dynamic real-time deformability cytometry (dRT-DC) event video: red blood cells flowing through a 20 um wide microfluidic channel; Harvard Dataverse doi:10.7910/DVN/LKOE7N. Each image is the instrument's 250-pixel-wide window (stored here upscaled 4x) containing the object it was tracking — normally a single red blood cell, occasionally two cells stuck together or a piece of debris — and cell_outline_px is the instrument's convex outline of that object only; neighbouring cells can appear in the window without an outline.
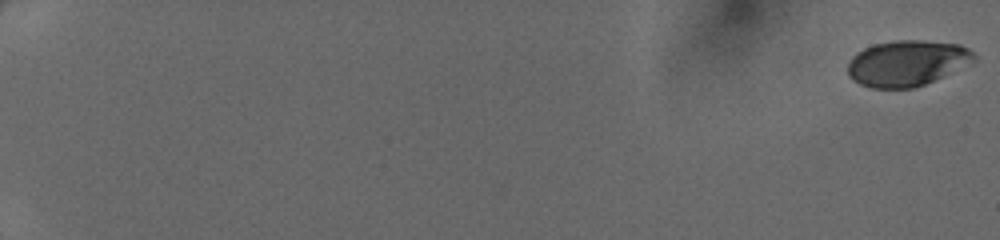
{"species": "human", "species_latin": "Homo sapiens", "temperature_condition": "cold", "stored_images_in_passage": 46, "camera_frame_rate_fps": 3000, "um_per_image_px": 0.085, "donor": {"sex": "female"}, "frame": {"image": 1, "passage_image": 1, "time_ms": 0.0, "image_size_px": [1000, 240], "cell_outline_px": [[976, 60], [944, 76], [924, 84], [912, 88], [872, 88], [860, 84], [852, 80], [848, 76], [848, 60], [856, 52], [872, 44], [896, 40], [924, 40], [960, 44], [968, 48], [976, 56]], "centroid_in_image_um": [77.07, 5.36], "position_along_channel_um": 7.9, "area_um2": 33.87}}
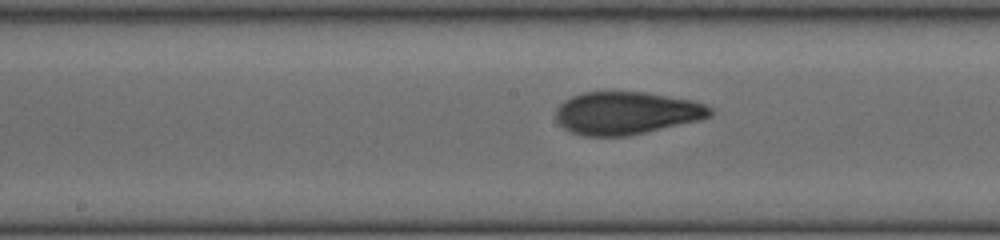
{"frame": {"image": 2, "passage_image": 25, "time_ms": 8.0, "image_size_px": [1000, 240], "cell_outline_px": [[712, 116], [700, 120], [628, 136], [580, 136], [568, 132], [556, 120], [556, 108], [564, 100], [572, 96], [584, 92], [644, 92], [692, 100], [704, 104], [712, 108]], "centroid_in_image_um": [53.22, 9.62], "position_along_channel_um": 195.0, "area_um2": 38.55}}
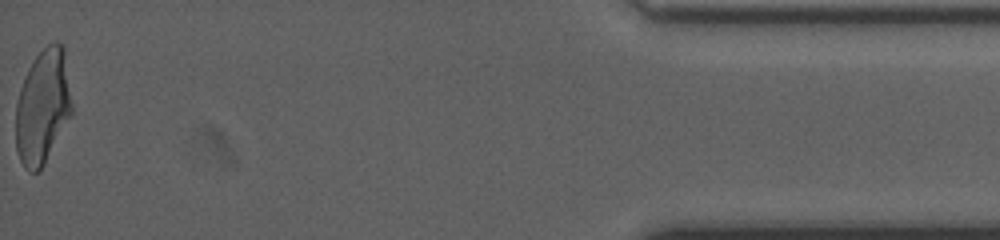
{"frame": {"image": 3, "passage_image": 46, "time_ms": 15.0, "image_size_px": [1000, 240], "cell_outline_px": [[72, 112], [40, 172], [28, 172], [24, 168], [16, 152], [16, 100], [20, 88], [28, 68], [36, 56], [48, 44], [56, 40], [64, 44], [72, 104]], "centroid_in_image_um": [3.63, 9.06], "position_along_channel_um": 431.6, "area_um2": 37.63}}